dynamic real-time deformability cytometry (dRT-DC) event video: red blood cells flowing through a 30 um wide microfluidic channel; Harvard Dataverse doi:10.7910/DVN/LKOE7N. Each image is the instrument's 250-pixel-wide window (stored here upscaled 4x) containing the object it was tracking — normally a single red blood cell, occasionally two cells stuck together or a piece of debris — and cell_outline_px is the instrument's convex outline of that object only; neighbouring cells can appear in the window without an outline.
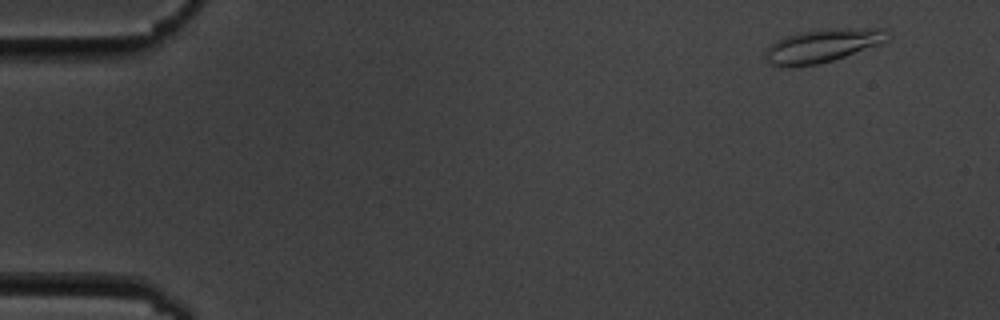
{"species": "common noctule bat (a hibernating species)", "species_latin": "Nyctalus noctula", "temperature_condition": "cold", "stored_images_in_passage": 5, "camera_frame_rate_fps": 3000, "um_per_image_px": 0.085, "animal": {"sex": "male", "body_mass_g": 19.5, "forearm_length_mm": 54.6}, "frame": {"image": 1, "passage_image": 1, "time_ms": 0.0, "image_size_px": [1000, 320], "cell_outline_px": [[888, 40], [880, 44], [832, 60], [816, 64], [792, 68], [780, 68], [772, 64], [764, 56], [768, 48], [772, 44], [784, 36], [804, 32], [832, 28], [888, 28]], "centroid_in_image_um": [69.92, 3.89], "position_along_channel_um": 15.1, "area_um2": 23.64}}